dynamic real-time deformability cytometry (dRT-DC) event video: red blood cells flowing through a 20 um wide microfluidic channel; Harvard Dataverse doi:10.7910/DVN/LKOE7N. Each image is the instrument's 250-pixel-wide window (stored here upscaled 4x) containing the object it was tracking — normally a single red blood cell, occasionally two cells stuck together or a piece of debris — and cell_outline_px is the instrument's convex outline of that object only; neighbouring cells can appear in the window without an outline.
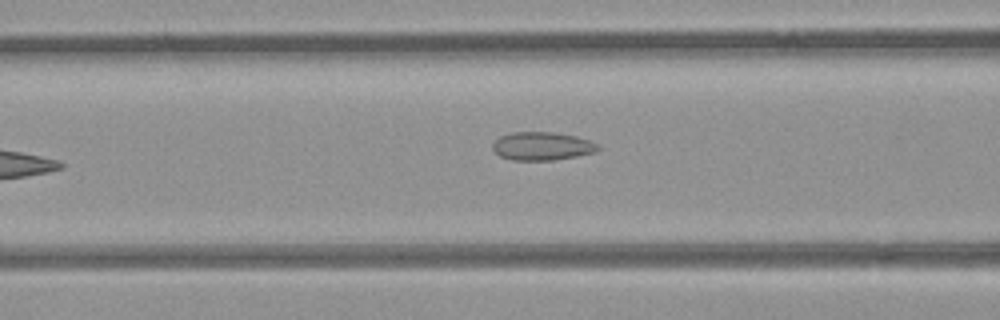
{"species": "common noctule bat (a hibernating species)", "species_latin": "Nyctalus noctula", "temperature_condition": "room temperature", "stored_images_in_passage": 34, "camera_frame_rate_fps": 3000, "um_per_image_px": 0.085, "animal": {"sex": "female", "body_mass_g": 21.9}, "frame": {"image": 1, "passage_image": 5, "time_ms": 1.333, "image_size_px": [1000, 320], "cell_outline_px": [[600, 148], [596, 152], [576, 156], [552, 160], [512, 160], [500, 156], [492, 148], [492, 144], [500, 136], [512, 132], [552, 132], [576, 136], [600, 144]], "centroid_in_image_um": [46.09, 12.42], "position_along_channel_um": 120.5, "area_um2": 17.34}}
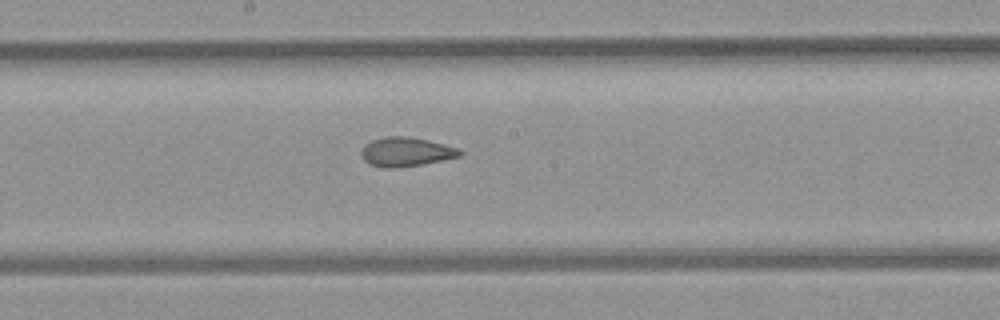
{"frame": {"image": 2, "passage_image": 12, "time_ms": 3.667, "image_size_px": [1000, 320], "cell_outline_px": [[464, 152], [460, 156], [420, 164], [396, 168], [384, 168], [368, 164], [360, 156], [360, 152], [364, 144], [372, 140], [384, 136], [404, 136], [428, 140], [444, 144], [456, 148]], "centroid_in_image_um": [34.44, 12.9], "position_along_channel_um": 213.8, "area_um2": 16.7}}
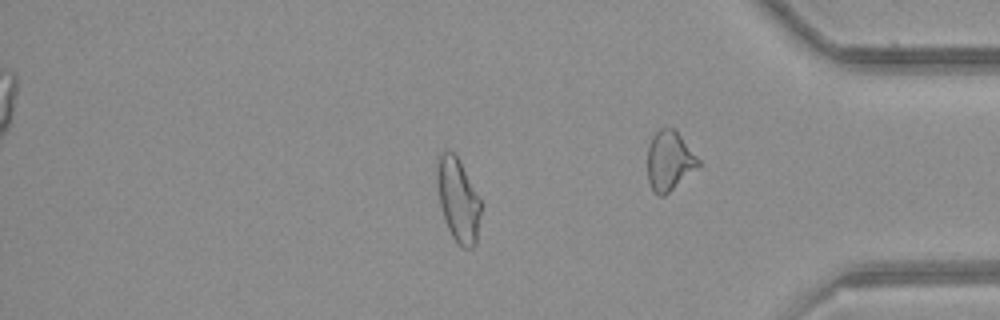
{"frame": {"image": 3, "passage_image": 25, "time_ms": 8.0, "image_size_px": [1000, 320], "cell_outline_px": [[480, 216], [476, 244], [472, 248], [464, 248], [452, 236], [448, 228], [440, 204], [436, 180], [436, 172], [440, 152], [452, 152], [456, 156], [480, 200]], "centroid_in_image_um": [38.92, 17.02], "position_along_channel_um": 396.3, "area_um2": 20.63}, "authors_computed_cell_mechanics": {"area_um2": 20.3456, "velocity_mm_per_s": 3.9827, "shape_relaxation_time_tau1_ms": null, "shape_relaxation_time_tau2_ms": 2.2518, "deformation_change_tau1": null, "deformation_change_tau2": 0.078}}